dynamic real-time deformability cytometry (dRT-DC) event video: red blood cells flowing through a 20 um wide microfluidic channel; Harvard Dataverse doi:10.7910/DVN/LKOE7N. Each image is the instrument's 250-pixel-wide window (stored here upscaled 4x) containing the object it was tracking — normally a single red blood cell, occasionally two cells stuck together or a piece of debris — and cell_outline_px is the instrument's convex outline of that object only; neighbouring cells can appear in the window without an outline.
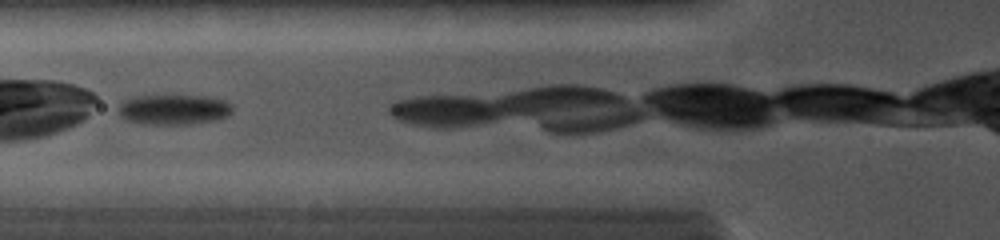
{"species": "common noctule bat (a hibernating species)", "species_latin": "Nyctalus noctula", "temperature_condition": "cold", "stored_images_in_passage": 3, "camera_frame_rate_fps": 5000, "um_per_image_px": 0.085, "animal": {"sex": "female", "body_mass_g": 19.0, "forearm_length_mm": 56.7}, "frame": {"image": 1, "passage_image": 2, "time_ms": 1.0, "image_size_px": [1000, 240], "cell_outline_px": [[232, 112], [228, 116], [216, 120], [192, 124], [140, 124], [128, 120], [120, 116], [116, 108], [124, 100], [136, 96], [208, 96], [224, 100], [232, 104]], "centroid_in_image_um": [14.77, 9.32], "position_along_channel_um": 111.0, "area_um2": 20.23}}
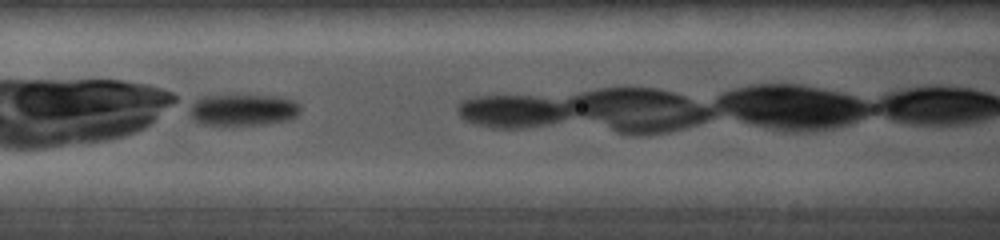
{"frame": {"image": 2, "passage_image": 3, "time_ms": 1.8, "image_size_px": [1000, 240], "cell_outline_px": [[300, 112], [296, 116], [288, 120], [264, 124], [204, 124], [192, 120], [192, 100], [200, 96], [236, 92], [280, 96], [296, 100], [300, 104]], "centroid_in_image_um": [20.69, 9.25], "position_along_channel_um": 145.9, "area_um2": 21.33}}